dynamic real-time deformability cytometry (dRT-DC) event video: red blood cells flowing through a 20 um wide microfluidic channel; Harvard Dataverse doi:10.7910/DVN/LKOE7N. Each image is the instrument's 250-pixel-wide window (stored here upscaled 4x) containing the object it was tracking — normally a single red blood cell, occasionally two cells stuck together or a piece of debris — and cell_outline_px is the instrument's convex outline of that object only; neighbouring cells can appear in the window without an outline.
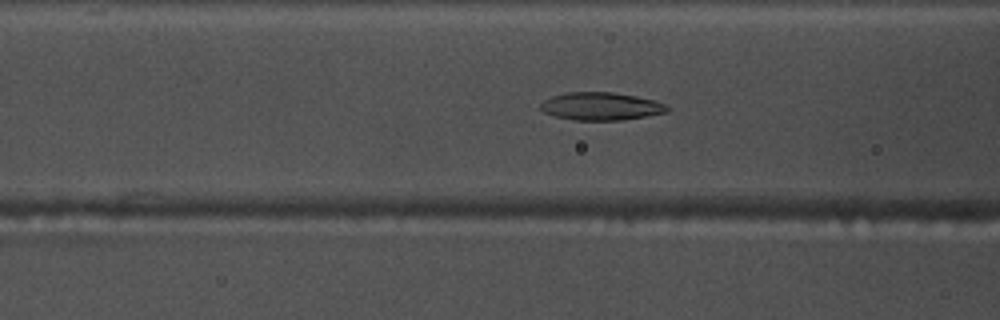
{"species": "common noctule bat (a hibernating species)", "species_latin": "Nyctalus noctula", "temperature_condition": "warm", "stored_images_in_passage": 54, "camera_frame_rate_fps": 3000, "um_per_image_px": 0.085, "animal": {"sex": "male", "body_mass_g": 17.5, "forearm_length_mm": 52.3}, "frame": {"image": 1, "passage_image": 21, "time_ms": 6.667, "image_size_px": [1000, 320], "cell_outline_px": [[668, 112], [648, 116], [624, 120], [572, 120], [556, 116], [544, 112], [540, 108], [540, 104], [544, 100], [552, 96], [568, 92], [612, 92], [636, 96], [668, 104]], "centroid_in_image_um": [51.1, 9.04], "position_along_channel_um": 115.5, "area_um2": 20.58}}
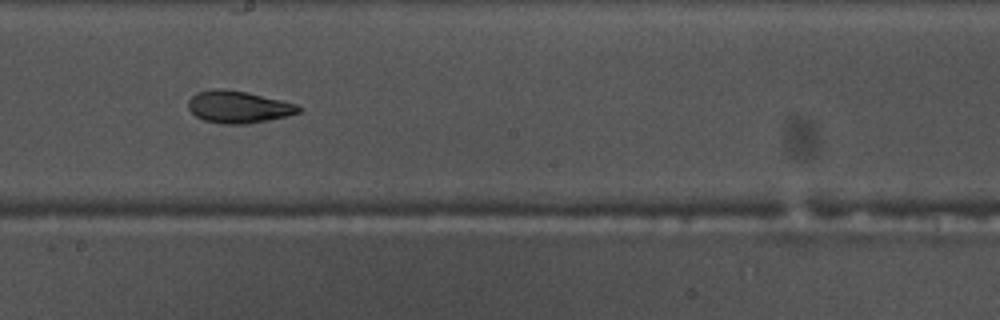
{"frame": {"image": 2, "passage_image": 30, "time_ms": 9.667, "image_size_px": [1000, 320], "cell_outline_px": [[304, 108], [300, 112], [288, 116], [248, 124], [224, 124], [204, 120], [196, 116], [188, 108], [188, 100], [196, 92], [212, 88], [220, 88], [248, 92], [296, 104]], "centroid_in_image_um": [20.26, 9.08], "position_along_channel_um": 227.9, "area_um2": 20.81}}
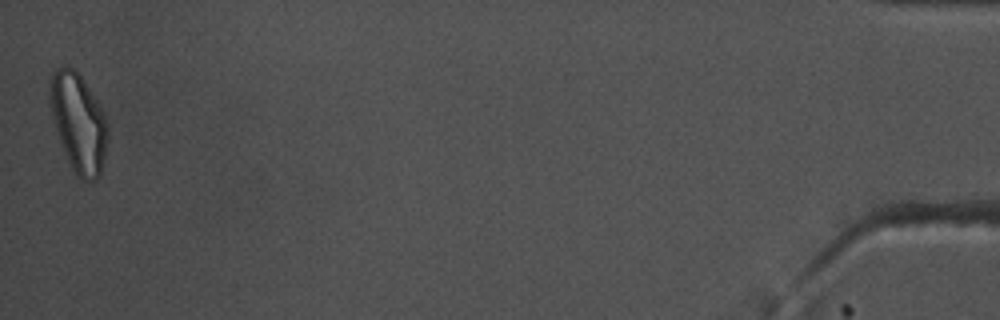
{"frame": {"image": 3, "passage_image": 54, "time_ms": 17.667, "image_size_px": [1000, 320], "cell_outline_px": [[108, 136], [104, 160], [100, 176], [96, 180], [80, 180], [76, 176], [68, 160], [60, 140], [56, 128], [52, 112], [48, 92], [48, 88], [52, 72], [56, 68], [68, 64], [76, 68], [96, 100], [104, 116], [108, 128]], "centroid_in_image_um": [6.66, 10.4], "position_along_channel_um": 428.5, "area_um2": 33.12}, "authors_computed_cell_mechanics": {"area_um2": 21.9929, "velocity_mm_per_s": 3.7611, "shape_relaxation_time_tau1_ms": null, "shape_relaxation_time_tau2_ms": 2.555, "deformation_change_tau1": null, "deformation_change_tau2": 0.0914}}